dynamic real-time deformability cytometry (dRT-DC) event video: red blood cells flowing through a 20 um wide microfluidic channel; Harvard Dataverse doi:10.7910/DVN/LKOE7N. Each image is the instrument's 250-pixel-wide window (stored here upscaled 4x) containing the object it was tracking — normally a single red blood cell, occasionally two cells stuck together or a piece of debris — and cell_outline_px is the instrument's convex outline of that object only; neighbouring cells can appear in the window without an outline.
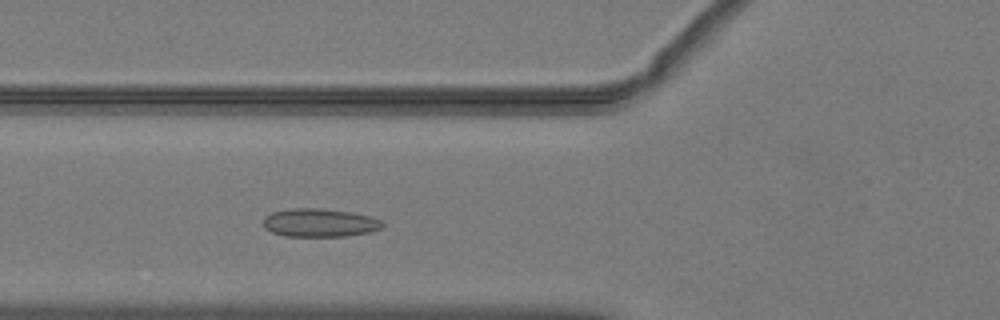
{"species": "common noctule bat (a hibernating species)", "species_latin": "Nyctalus noctula", "temperature_condition": "warm", "stored_images_in_passage": 38, "camera_frame_rate_fps": 3000, "um_per_image_px": 0.085, "animal": {"sex": "male", "body_mass_g": 19.2, "forearm_length_mm": 51.8}, "frame": {"image": 1, "passage_image": 6, "time_ms": 1.667, "image_size_px": [1000, 320], "cell_outline_px": [[384, 224], [380, 228], [368, 232], [344, 236], [284, 236], [272, 232], [264, 228], [264, 216], [272, 212], [288, 208], [316, 208], [352, 212], [368, 216], [380, 220]], "centroid_in_image_um": [27.11, 18.93], "position_along_channel_um": 98.7, "area_um2": 19.54}}
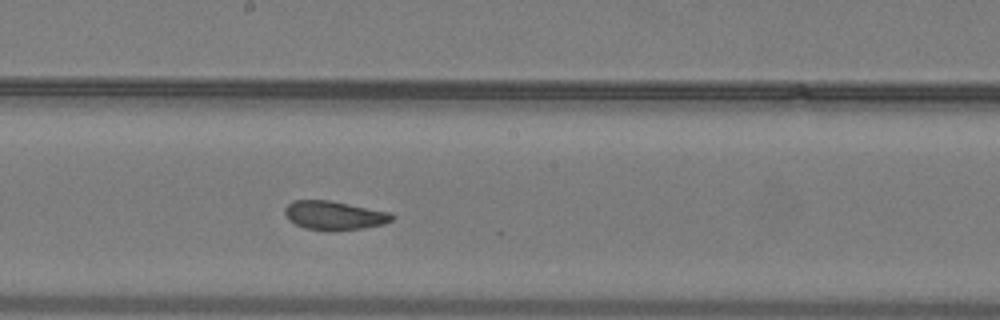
{"frame": {"image": 2, "passage_image": 15, "time_ms": 4.667, "image_size_px": [1000, 320], "cell_outline_px": [[396, 216], [392, 220], [384, 224], [364, 228], [332, 232], [304, 228], [288, 220], [284, 212], [284, 208], [292, 200], [328, 200], [392, 212]], "centroid_in_image_um": [28.42, 18.32], "position_along_channel_um": 219.8, "area_um2": 18.38}}
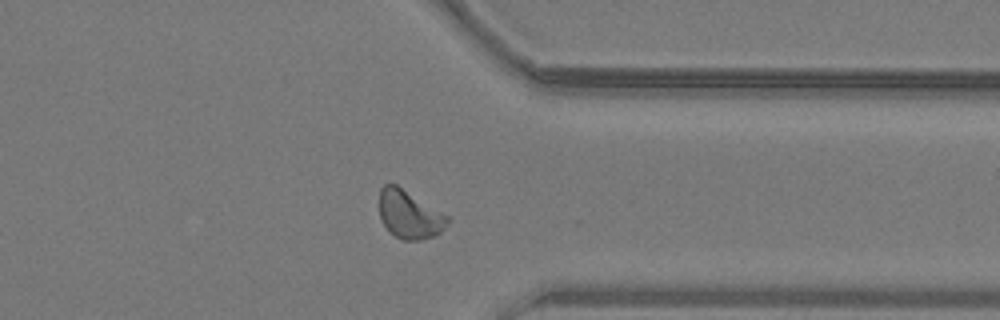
{"frame": {"image": 3, "passage_image": 27, "time_ms": 8.667, "image_size_px": [1000, 320], "cell_outline_px": [[448, 220], [444, 228], [440, 232], [432, 236], [420, 240], [404, 240], [396, 236], [384, 224], [380, 216], [380, 188], [384, 184], [396, 184], [448, 216]], "centroid_in_image_um": [34.78, 18.22], "position_along_channel_um": 376.6, "area_um2": 18.61}, "authors_computed_cell_mechanics": {"area_um2": 18.5827, "velocity_mm_per_s": 4.0088, "shape_relaxation_time_tau1_ms": null, "shape_relaxation_time_tau2_ms": 1.4789, "deformation_change_tau1": null, "deformation_change_tau2": 0.0739}}